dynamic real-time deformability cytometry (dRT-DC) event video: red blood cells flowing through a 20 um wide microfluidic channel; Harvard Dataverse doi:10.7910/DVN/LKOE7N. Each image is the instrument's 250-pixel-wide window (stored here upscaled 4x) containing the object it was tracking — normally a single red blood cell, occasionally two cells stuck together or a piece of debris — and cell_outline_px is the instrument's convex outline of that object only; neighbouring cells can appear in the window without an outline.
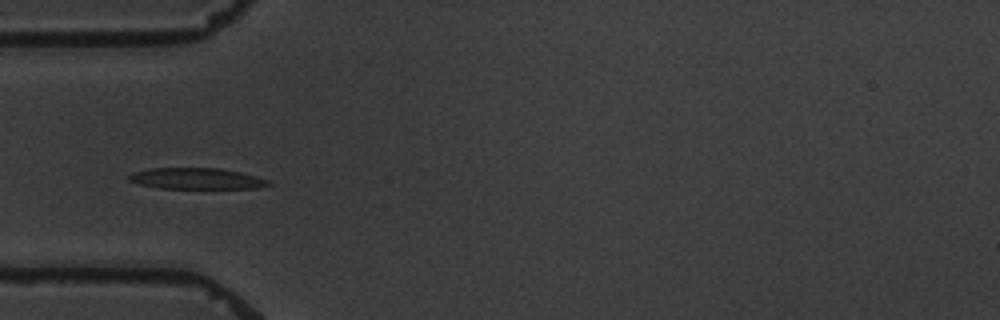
{"species": "common noctule bat (a hibernating species)", "species_latin": "Nyctalus noctula", "temperature_condition": "warm", "stored_images_in_passage": 8, "camera_frame_rate_fps": 3000, "um_per_image_px": 0.085, "animal": {"sex": "male", "body_mass_g": 19.5, "forearm_length_mm": 54.6}, "frame": {"image": 1, "passage_image": 5, "time_ms": 4.667, "image_size_px": [1000, 320], "cell_outline_px": [[272, 184], [256, 188], [156, 188], [140, 184], [128, 180], [128, 176], [132, 172], [152, 168], [220, 168], [240, 172], [268, 180]], "centroid_in_image_um": [16.66, 15.17], "position_along_channel_um": 68.3, "area_um2": 17.05}}
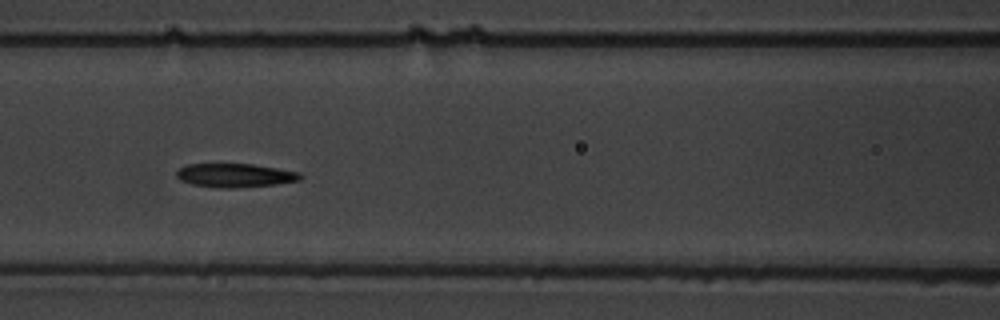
{"frame": {"image": 2, "passage_image": 7, "time_ms": 7.0, "image_size_px": [1000, 320], "cell_outline_px": [[304, 176], [300, 180], [276, 184], [232, 188], [220, 188], [192, 184], [180, 180], [176, 176], [176, 172], [180, 168], [188, 164], [252, 164], [300, 172]], "centroid_in_image_um": [19.99, 14.9], "position_along_channel_um": 146.6, "area_um2": 17.05}}
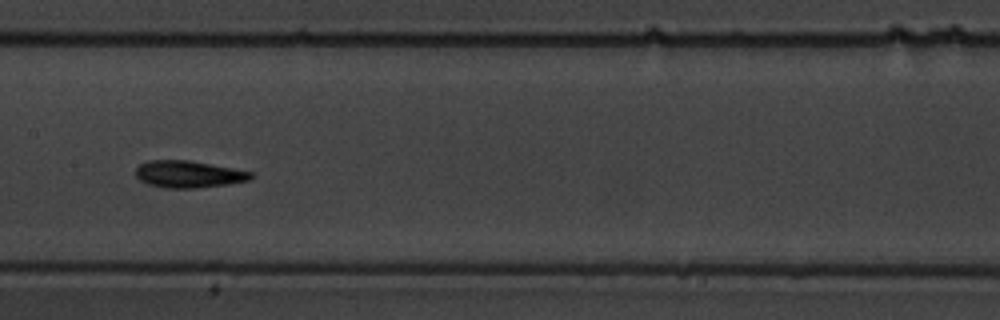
{"frame": {"image": 3, "passage_image": 8, "time_ms": 8.333, "image_size_px": [1000, 320], "cell_outline_px": [[252, 176], [248, 180], [228, 184], [196, 188], [164, 188], [148, 184], [140, 180], [136, 176], [136, 168], [140, 164], [148, 160], [188, 160], [232, 168], [252, 172]], "centroid_in_image_um": [15.98, 14.81], "position_along_channel_um": 191.4, "area_um2": 17.98}}